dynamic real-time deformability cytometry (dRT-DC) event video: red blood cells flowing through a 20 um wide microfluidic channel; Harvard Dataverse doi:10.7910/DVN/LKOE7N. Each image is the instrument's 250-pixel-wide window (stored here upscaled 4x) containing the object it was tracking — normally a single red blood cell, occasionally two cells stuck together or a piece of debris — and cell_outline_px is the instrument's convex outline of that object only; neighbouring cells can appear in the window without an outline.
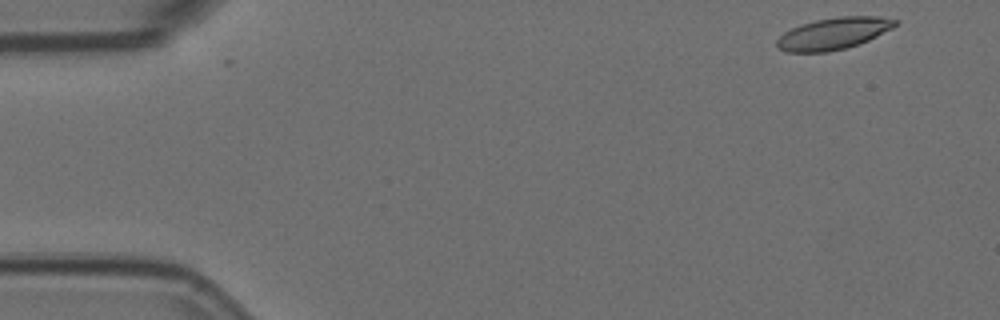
{"species": "Egyptian fruit bat (a non-hibernating species)", "species_latin": "Rousettus aegyptiacus", "temperature_condition": "room temperature", "stored_images_in_passage": 54, "camera_frame_rate_fps": 3000, "um_per_image_px": 0.085, "animal": {"sex": "female"}, "frame": {"image": 1, "passage_image": 1, "time_ms": 0.0, "image_size_px": [1000, 320], "cell_outline_px": [[900, 20], [892, 28], [860, 44], [828, 52], [788, 52], [776, 48], [776, 40], [784, 32], [800, 24], [816, 20], [840, 16], [876, 16]], "centroid_in_image_um": [70.82, 2.85], "position_along_channel_um": 14.2, "area_um2": 21.91}}
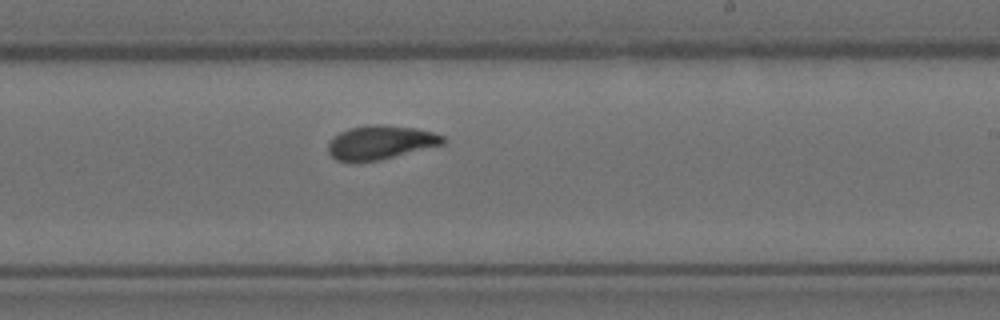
{"frame": {"image": 2, "passage_image": 31, "time_ms": 10.0, "image_size_px": [1000, 320], "cell_outline_px": [[448, 140], [444, 144], [376, 160], [336, 160], [328, 152], [328, 144], [340, 132], [348, 128], [372, 124], [384, 124], [416, 128], [432, 132], [444, 136]], "centroid_in_image_um": [32.38, 12.07], "position_along_channel_um": 256.6, "area_um2": 22.2}}
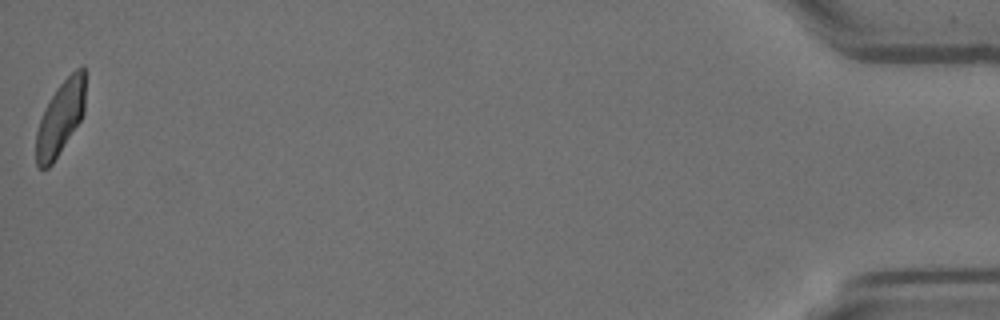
{"frame": {"image": 3, "passage_image": 54, "time_ms": 17.667, "image_size_px": [1000, 320], "cell_outline_px": [[84, 112], [80, 120], [52, 164], [48, 168], [40, 168], [36, 164], [36, 132], [44, 108], [56, 88], [76, 68], [84, 64]], "centroid_in_image_um": [5.12, 10.02], "position_along_channel_um": 430.1, "area_um2": 20.87}, "authors_computed_cell_mechanics": {"area_um2": 22.3397, "velocity_mm_per_s": 3.5569, "shape_relaxation_time_tau1_ms": 7.8022, "shape_relaxation_time_tau2_ms": 1.6417, "deformation_change_tau1": 0.1926, "deformation_change_tau2": 0.0715}}